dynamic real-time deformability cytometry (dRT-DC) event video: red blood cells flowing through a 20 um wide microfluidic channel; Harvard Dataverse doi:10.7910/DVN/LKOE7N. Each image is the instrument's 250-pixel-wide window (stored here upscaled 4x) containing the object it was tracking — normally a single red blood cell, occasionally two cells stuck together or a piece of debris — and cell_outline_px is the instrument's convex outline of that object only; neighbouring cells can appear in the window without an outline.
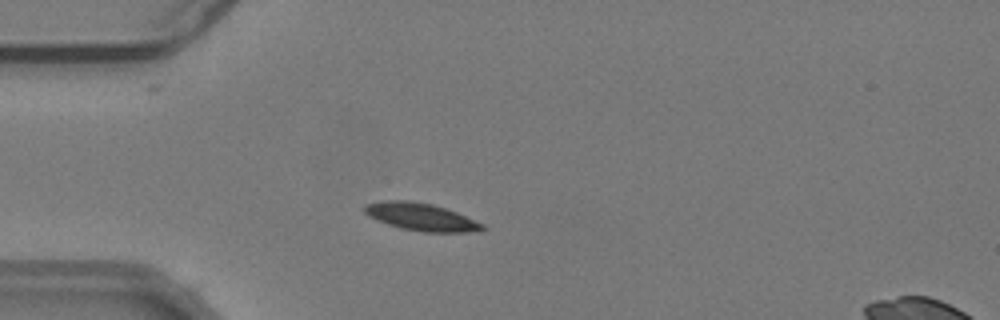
{"species": "common noctule bat (a hibernating species)", "species_latin": "Nyctalus noctula", "temperature_condition": "warm", "stored_images_in_passage": 49, "camera_frame_rate_fps": 3000, "um_per_image_px": 0.085, "animal": {"sex": "male", "body_mass_g": 19.2, "forearm_length_mm": 51.8}, "frame": {"image": 1, "passage_image": 10, "time_ms": 3.0, "image_size_px": [1000, 320], "cell_outline_px": [[488, 228], [480, 232], [424, 232], [400, 228], [388, 224], [368, 216], [364, 212], [364, 204], [384, 200], [408, 200], [432, 204], [456, 212], [484, 224]], "centroid_in_image_um": [35.81, 18.44], "position_along_channel_um": 49.2, "area_um2": 19.02}}
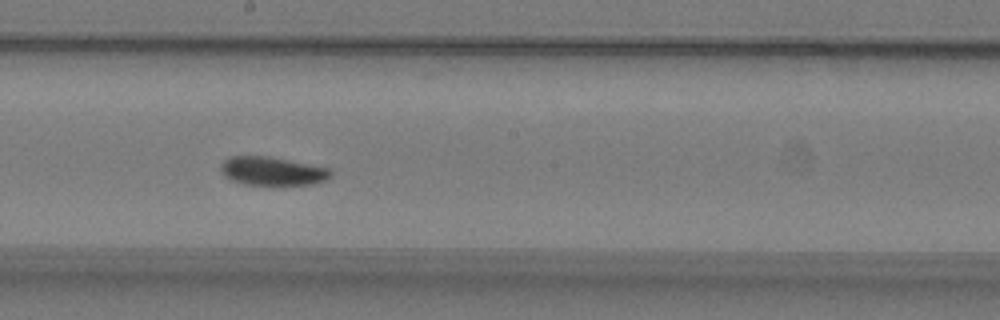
{"frame": {"image": 2, "passage_image": 25, "time_ms": 8.0, "image_size_px": [1000, 320], "cell_outline_px": [[332, 176], [316, 184], [248, 184], [232, 180], [224, 176], [220, 172], [220, 164], [228, 156], [268, 156], [332, 168]], "centroid_in_image_um": [23.15, 14.52], "position_along_channel_um": 225.0, "area_um2": 18.32}}
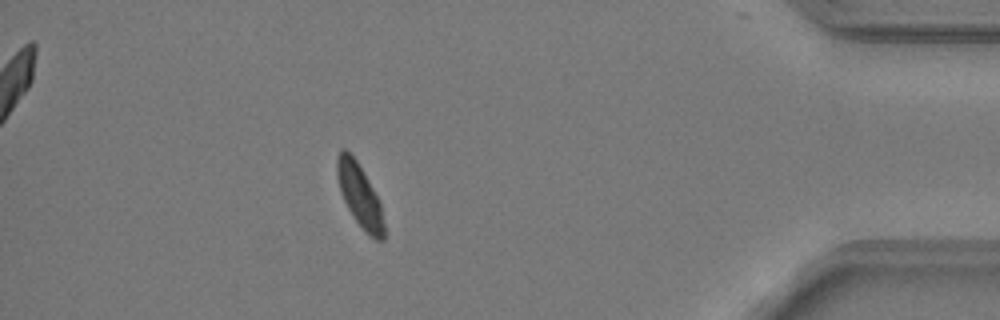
{"frame": {"image": 3, "passage_image": 43, "time_ms": 14.0, "image_size_px": [1000, 320], "cell_outline_px": [[384, 240], [376, 240], [364, 232], [348, 208], [340, 192], [336, 176], [336, 156], [340, 148], [344, 148], [356, 160], [380, 200], [384, 224]], "centroid_in_image_um": [30.56, 16.6], "position_along_channel_um": 404.6, "area_um2": 17.28}, "authors_computed_cell_mechanics": {"area_um2": 18.1492, "velocity_mm_per_s": 3.7926, "shape_relaxation_time_tau1_ms": 4.1936, "shape_relaxation_time_tau2_ms": null, "deformation_change_tau1": 0.1325, "deformation_change_tau2": null}}